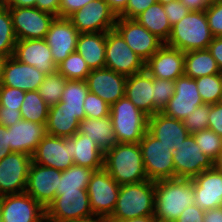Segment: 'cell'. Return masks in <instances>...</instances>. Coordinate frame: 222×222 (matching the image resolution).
<instances>
[{"label":"cell","instance_id":"6da1fadb","mask_svg":"<svg viewBox=\"0 0 222 222\" xmlns=\"http://www.w3.org/2000/svg\"><path fill=\"white\" fill-rule=\"evenodd\" d=\"M156 222H174L186 207L194 204L193 179L155 181Z\"/></svg>","mask_w":222,"mask_h":222},{"label":"cell","instance_id":"7a4b0ae2","mask_svg":"<svg viewBox=\"0 0 222 222\" xmlns=\"http://www.w3.org/2000/svg\"><path fill=\"white\" fill-rule=\"evenodd\" d=\"M103 168L120 186L148 180L139 143H117L106 150Z\"/></svg>","mask_w":222,"mask_h":222},{"label":"cell","instance_id":"3957f363","mask_svg":"<svg viewBox=\"0 0 222 222\" xmlns=\"http://www.w3.org/2000/svg\"><path fill=\"white\" fill-rule=\"evenodd\" d=\"M155 181L120 186L115 209L109 219L154 216Z\"/></svg>","mask_w":222,"mask_h":222},{"label":"cell","instance_id":"277c9868","mask_svg":"<svg viewBox=\"0 0 222 222\" xmlns=\"http://www.w3.org/2000/svg\"><path fill=\"white\" fill-rule=\"evenodd\" d=\"M213 39L205 11H190L172 31L166 45L183 52L204 50Z\"/></svg>","mask_w":222,"mask_h":222},{"label":"cell","instance_id":"5b68a950","mask_svg":"<svg viewBox=\"0 0 222 222\" xmlns=\"http://www.w3.org/2000/svg\"><path fill=\"white\" fill-rule=\"evenodd\" d=\"M110 116L118 143H139L147 132L148 116L126 96L110 106Z\"/></svg>","mask_w":222,"mask_h":222},{"label":"cell","instance_id":"8992f818","mask_svg":"<svg viewBox=\"0 0 222 222\" xmlns=\"http://www.w3.org/2000/svg\"><path fill=\"white\" fill-rule=\"evenodd\" d=\"M143 165L148 180L158 181L175 178L173 152L148 131L139 141Z\"/></svg>","mask_w":222,"mask_h":222},{"label":"cell","instance_id":"52a82bcc","mask_svg":"<svg viewBox=\"0 0 222 222\" xmlns=\"http://www.w3.org/2000/svg\"><path fill=\"white\" fill-rule=\"evenodd\" d=\"M126 77L145 69V62L115 30L106 32L105 66Z\"/></svg>","mask_w":222,"mask_h":222},{"label":"cell","instance_id":"ba28073f","mask_svg":"<svg viewBox=\"0 0 222 222\" xmlns=\"http://www.w3.org/2000/svg\"><path fill=\"white\" fill-rule=\"evenodd\" d=\"M92 216L87 189L56 194L46 208V219L51 222H69Z\"/></svg>","mask_w":222,"mask_h":222},{"label":"cell","instance_id":"9c48e42d","mask_svg":"<svg viewBox=\"0 0 222 222\" xmlns=\"http://www.w3.org/2000/svg\"><path fill=\"white\" fill-rule=\"evenodd\" d=\"M17 40L44 39L56 18L36 7H8Z\"/></svg>","mask_w":222,"mask_h":222},{"label":"cell","instance_id":"30bf717a","mask_svg":"<svg viewBox=\"0 0 222 222\" xmlns=\"http://www.w3.org/2000/svg\"><path fill=\"white\" fill-rule=\"evenodd\" d=\"M114 29L144 62L148 61L165 44L135 19L117 16Z\"/></svg>","mask_w":222,"mask_h":222},{"label":"cell","instance_id":"8fae6325","mask_svg":"<svg viewBox=\"0 0 222 222\" xmlns=\"http://www.w3.org/2000/svg\"><path fill=\"white\" fill-rule=\"evenodd\" d=\"M68 19L79 33H96L113 30L117 16L105 0H93Z\"/></svg>","mask_w":222,"mask_h":222},{"label":"cell","instance_id":"7c38bea8","mask_svg":"<svg viewBox=\"0 0 222 222\" xmlns=\"http://www.w3.org/2000/svg\"><path fill=\"white\" fill-rule=\"evenodd\" d=\"M119 189L120 185L104 168L95 171L87 187L93 214L109 218L115 209Z\"/></svg>","mask_w":222,"mask_h":222},{"label":"cell","instance_id":"4fadbf2b","mask_svg":"<svg viewBox=\"0 0 222 222\" xmlns=\"http://www.w3.org/2000/svg\"><path fill=\"white\" fill-rule=\"evenodd\" d=\"M32 156L11 152L0 160V197L25 192Z\"/></svg>","mask_w":222,"mask_h":222},{"label":"cell","instance_id":"5bb4252c","mask_svg":"<svg viewBox=\"0 0 222 222\" xmlns=\"http://www.w3.org/2000/svg\"><path fill=\"white\" fill-rule=\"evenodd\" d=\"M175 178L193 179L205 170L213 168V160L201 152L194 136L189 134L173 151Z\"/></svg>","mask_w":222,"mask_h":222},{"label":"cell","instance_id":"9a60e30c","mask_svg":"<svg viewBox=\"0 0 222 222\" xmlns=\"http://www.w3.org/2000/svg\"><path fill=\"white\" fill-rule=\"evenodd\" d=\"M2 222H42L46 209L26 192L0 197Z\"/></svg>","mask_w":222,"mask_h":222},{"label":"cell","instance_id":"2e32d148","mask_svg":"<svg viewBox=\"0 0 222 222\" xmlns=\"http://www.w3.org/2000/svg\"><path fill=\"white\" fill-rule=\"evenodd\" d=\"M71 151V137H55L46 135L37 146L32 155V161L36 164L64 171L73 163Z\"/></svg>","mask_w":222,"mask_h":222},{"label":"cell","instance_id":"e0dca14e","mask_svg":"<svg viewBox=\"0 0 222 222\" xmlns=\"http://www.w3.org/2000/svg\"><path fill=\"white\" fill-rule=\"evenodd\" d=\"M62 171L34 163L30 164L25 192L45 209L56 197Z\"/></svg>","mask_w":222,"mask_h":222},{"label":"cell","instance_id":"ac0fdd59","mask_svg":"<svg viewBox=\"0 0 222 222\" xmlns=\"http://www.w3.org/2000/svg\"><path fill=\"white\" fill-rule=\"evenodd\" d=\"M174 83V95L161 112L167 117L183 121L195 108L204 103L195 79L182 75Z\"/></svg>","mask_w":222,"mask_h":222},{"label":"cell","instance_id":"d6986e66","mask_svg":"<svg viewBox=\"0 0 222 222\" xmlns=\"http://www.w3.org/2000/svg\"><path fill=\"white\" fill-rule=\"evenodd\" d=\"M79 34L77 28L68 18L56 17L53 20L44 40L51 49L53 61L56 66L71 53L76 52Z\"/></svg>","mask_w":222,"mask_h":222},{"label":"cell","instance_id":"ffe728a7","mask_svg":"<svg viewBox=\"0 0 222 222\" xmlns=\"http://www.w3.org/2000/svg\"><path fill=\"white\" fill-rule=\"evenodd\" d=\"M126 80V76L103 67L92 69L85 81L89 92L96 94L111 106L125 96Z\"/></svg>","mask_w":222,"mask_h":222},{"label":"cell","instance_id":"44dd1931","mask_svg":"<svg viewBox=\"0 0 222 222\" xmlns=\"http://www.w3.org/2000/svg\"><path fill=\"white\" fill-rule=\"evenodd\" d=\"M185 52L164 44L148 61L145 70L155 78L175 81L184 75Z\"/></svg>","mask_w":222,"mask_h":222},{"label":"cell","instance_id":"7402d4cb","mask_svg":"<svg viewBox=\"0 0 222 222\" xmlns=\"http://www.w3.org/2000/svg\"><path fill=\"white\" fill-rule=\"evenodd\" d=\"M45 76L34 66L21 63L10 56L5 58L3 64L2 85L18 88L24 92L37 91Z\"/></svg>","mask_w":222,"mask_h":222},{"label":"cell","instance_id":"603a6c76","mask_svg":"<svg viewBox=\"0 0 222 222\" xmlns=\"http://www.w3.org/2000/svg\"><path fill=\"white\" fill-rule=\"evenodd\" d=\"M194 204L204 211L222 207V173L214 167L193 178Z\"/></svg>","mask_w":222,"mask_h":222},{"label":"cell","instance_id":"cb8c5ba5","mask_svg":"<svg viewBox=\"0 0 222 222\" xmlns=\"http://www.w3.org/2000/svg\"><path fill=\"white\" fill-rule=\"evenodd\" d=\"M13 57L21 63L34 66L45 75L57 70L51 49L44 39L17 40Z\"/></svg>","mask_w":222,"mask_h":222},{"label":"cell","instance_id":"d4e9b609","mask_svg":"<svg viewBox=\"0 0 222 222\" xmlns=\"http://www.w3.org/2000/svg\"><path fill=\"white\" fill-rule=\"evenodd\" d=\"M147 131L172 152L175 151L190 134L182 120L167 117L162 112L155 113L148 117Z\"/></svg>","mask_w":222,"mask_h":222},{"label":"cell","instance_id":"484cf974","mask_svg":"<svg viewBox=\"0 0 222 222\" xmlns=\"http://www.w3.org/2000/svg\"><path fill=\"white\" fill-rule=\"evenodd\" d=\"M9 130L10 148L12 152L34 154L38 143L47 135L46 124H39L21 119Z\"/></svg>","mask_w":222,"mask_h":222},{"label":"cell","instance_id":"4316f807","mask_svg":"<svg viewBox=\"0 0 222 222\" xmlns=\"http://www.w3.org/2000/svg\"><path fill=\"white\" fill-rule=\"evenodd\" d=\"M125 96L148 117L159 112L154 107L152 76L145 69L127 77Z\"/></svg>","mask_w":222,"mask_h":222},{"label":"cell","instance_id":"83f0119b","mask_svg":"<svg viewBox=\"0 0 222 222\" xmlns=\"http://www.w3.org/2000/svg\"><path fill=\"white\" fill-rule=\"evenodd\" d=\"M85 111L60 108L57 104L49 109L46 128L47 134L55 137H72L79 130L80 121L85 119Z\"/></svg>","mask_w":222,"mask_h":222},{"label":"cell","instance_id":"f1b7e54d","mask_svg":"<svg viewBox=\"0 0 222 222\" xmlns=\"http://www.w3.org/2000/svg\"><path fill=\"white\" fill-rule=\"evenodd\" d=\"M73 163L95 171L103 169L104 152L89 137L79 132L71 137Z\"/></svg>","mask_w":222,"mask_h":222},{"label":"cell","instance_id":"f546056e","mask_svg":"<svg viewBox=\"0 0 222 222\" xmlns=\"http://www.w3.org/2000/svg\"><path fill=\"white\" fill-rule=\"evenodd\" d=\"M106 32L80 33L76 52L86 61L89 68L99 69L105 66Z\"/></svg>","mask_w":222,"mask_h":222},{"label":"cell","instance_id":"4dcf8cb0","mask_svg":"<svg viewBox=\"0 0 222 222\" xmlns=\"http://www.w3.org/2000/svg\"><path fill=\"white\" fill-rule=\"evenodd\" d=\"M78 132L97 143L103 152L113 148L118 143L110 115L103 118H85L81 120Z\"/></svg>","mask_w":222,"mask_h":222},{"label":"cell","instance_id":"1f68e13d","mask_svg":"<svg viewBox=\"0 0 222 222\" xmlns=\"http://www.w3.org/2000/svg\"><path fill=\"white\" fill-rule=\"evenodd\" d=\"M135 20L164 43L169 39L172 27L161 3L156 2L151 5L138 15Z\"/></svg>","mask_w":222,"mask_h":222},{"label":"cell","instance_id":"d6a6232c","mask_svg":"<svg viewBox=\"0 0 222 222\" xmlns=\"http://www.w3.org/2000/svg\"><path fill=\"white\" fill-rule=\"evenodd\" d=\"M221 73L216 60L208 51L193 50L185 52L184 75L193 79Z\"/></svg>","mask_w":222,"mask_h":222},{"label":"cell","instance_id":"836d02e7","mask_svg":"<svg viewBox=\"0 0 222 222\" xmlns=\"http://www.w3.org/2000/svg\"><path fill=\"white\" fill-rule=\"evenodd\" d=\"M94 172L95 170L93 169L73 164L68 169L62 171L56 194L78 191V189H87Z\"/></svg>","mask_w":222,"mask_h":222},{"label":"cell","instance_id":"e575fe53","mask_svg":"<svg viewBox=\"0 0 222 222\" xmlns=\"http://www.w3.org/2000/svg\"><path fill=\"white\" fill-rule=\"evenodd\" d=\"M50 107L45 103L38 91L25 92L20 107L22 119L31 122L46 124Z\"/></svg>","mask_w":222,"mask_h":222},{"label":"cell","instance_id":"d590c367","mask_svg":"<svg viewBox=\"0 0 222 222\" xmlns=\"http://www.w3.org/2000/svg\"><path fill=\"white\" fill-rule=\"evenodd\" d=\"M88 92L85 80H67L61 100L57 105L60 108H69L73 111H85L83 106Z\"/></svg>","mask_w":222,"mask_h":222},{"label":"cell","instance_id":"8d00e7d4","mask_svg":"<svg viewBox=\"0 0 222 222\" xmlns=\"http://www.w3.org/2000/svg\"><path fill=\"white\" fill-rule=\"evenodd\" d=\"M66 81L57 70L45 76L37 91L49 107L60 102Z\"/></svg>","mask_w":222,"mask_h":222},{"label":"cell","instance_id":"74e56055","mask_svg":"<svg viewBox=\"0 0 222 222\" xmlns=\"http://www.w3.org/2000/svg\"><path fill=\"white\" fill-rule=\"evenodd\" d=\"M16 41L9 8L7 5L0 6V56H13Z\"/></svg>","mask_w":222,"mask_h":222},{"label":"cell","instance_id":"f35d334b","mask_svg":"<svg viewBox=\"0 0 222 222\" xmlns=\"http://www.w3.org/2000/svg\"><path fill=\"white\" fill-rule=\"evenodd\" d=\"M198 92L204 104L220 103L222 97V73L195 78Z\"/></svg>","mask_w":222,"mask_h":222},{"label":"cell","instance_id":"ab89813d","mask_svg":"<svg viewBox=\"0 0 222 222\" xmlns=\"http://www.w3.org/2000/svg\"><path fill=\"white\" fill-rule=\"evenodd\" d=\"M57 71L67 80H86L91 69L79 53L73 52L57 66Z\"/></svg>","mask_w":222,"mask_h":222},{"label":"cell","instance_id":"60d3db41","mask_svg":"<svg viewBox=\"0 0 222 222\" xmlns=\"http://www.w3.org/2000/svg\"><path fill=\"white\" fill-rule=\"evenodd\" d=\"M192 135L201 152L214 161L222 149V137L210 129L197 131Z\"/></svg>","mask_w":222,"mask_h":222},{"label":"cell","instance_id":"b9f144b4","mask_svg":"<svg viewBox=\"0 0 222 222\" xmlns=\"http://www.w3.org/2000/svg\"><path fill=\"white\" fill-rule=\"evenodd\" d=\"M152 86L154 88V107L161 112L174 95L175 83L173 80L152 77Z\"/></svg>","mask_w":222,"mask_h":222},{"label":"cell","instance_id":"7bdbcfd3","mask_svg":"<svg viewBox=\"0 0 222 222\" xmlns=\"http://www.w3.org/2000/svg\"><path fill=\"white\" fill-rule=\"evenodd\" d=\"M210 109L211 104H202L183 120L184 126L190 134L208 129Z\"/></svg>","mask_w":222,"mask_h":222},{"label":"cell","instance_id":"ee69618b","mask_svg":"<svg viewBox=\"0 0 222 222\" xmlns=\"http://www.w3.org/2000/svg\"><path fill=\"white\" fill-rule=\"evenodd\" d=\"M86 118H103L110 115V105L96 94L88 92L84 100Z\"/></svg>","mask_w":222,"mask_h":222},{"label":"cell","instance_id":"f6af8a7d","mask_svg":"<svg viewBox=\"0 0 222 222\" xmlns=\"http://www.w3.org/2000/svg\"><path fill=\"white\" fill-rule=\"evenodd\" d=\"M24 97L23 90L0 85V105L6 109L20 110Z\"/></svg>","mask_w":222,"mask_h":222},{"label":"cell","instance_id":"bcb514c9","mask_svg":"<svg viewBox=\"0 0 222 222\" xmlns=\"http://www.w3.org/2000/svg\"><path fill=\"white\" fill-rule=\"evenodd\" d=\"M205 13L213 37H222V1L209 5Z\"/></svg>","mask_w":222,"mask_h":222},{"label":"cell","instance_id":"7dc6e473","mask_svg":"<svg viewBox=\"0 0 222 222\" xmlns=\"http://www.w3.org/2000/svg\"><path fill=\"white\" fill-rule=\"evenodd\" d=\"M163 8L171 27L190 12L180 0L164 4Z\"/></svg>","mask_w":222,"mask_h":222},{"label":"cell","instance_id":"c3c4849f","mask_svg":"<svg viewBox=\"0 0 222 222\" xmlns=\"http://www.w3.org/2000/svg\"><path fill=\"white\" fill-rule=\"evenodd\" d=\"M156 2V0H129L126 9L118 17L135 19L138 15Z\"/></svg>","mask_w":222,"mask_h":222},{"label":"cell","instance_id":"681fc988","mask_svg":"<svg viewBox=\"0 0 222 222\" xmlns=\"http://www.w3.org/2000/svg\"><path fill=\"white\" fill-rule=\"evenodd\" d=\"M208 129L222 137V103L211 104L208 116Z\"/></svg>","mask_w":222,"mask_h":222},{"label":"cell","instance_id":"f907efd6","mask_svg":"<svg viewBox=\"0 0 222 222\" xmlns=\"http://www.w3.org/2000/svg\"><path fill=\"white\" fill-rule=\"evenodd\" d=\"M93 0H61L59 7V17L68 18L75 11L80 10Z\"/></svg>","mask_w":222,"mask_h":222},{"label":"cell","instance_id":"816d5d0a","mask_svg":"<svg viewBox=\"0 0 222 222\" xmlns=\"http://www.w3.org/2000/svg\"><path fill=\"white\" fill-rule=\"evenodd\" d=\"M204 210L193 204L185 208L174 222H203Z\"/></svg>","mask_w":222,"mask_h":222},{"label":"cell","instance_id":"f5cc1de1","mask_svg":"<svg viewBox=\"0 0 222 222\" xmlns=\"http://www.w3.org/2000/svg\"><path fill=\"white\" fill-rule=\"evenodd\" d=\"M22 119L20 110L6 109L0 105V125L10 127Z\"/></svg>","mask_w":222,"mask_h":222},{"label":"cell","instance_id":"db71d44e","mask_svg":"<svg viewBox=\"0 0 222 222\" xmlns=\"http://www.w3.org/2000/svg\"><path fill=\"white\" fill-rule=\"evenodd\" d=\"M207 49L216 60L217 66L222 73V37H213Z\"/></svg>","mask_w":222,"mask_h":222},{"label":"cell","instance_id":"11a10c76","mask_svg":"<svg viewBox=\"0 0 222 222\" xmlns=\"http://www.w3.org/2000/svg\"><path fill=\"white\" fill-rule=\"evenodd\" d=\"M60 1L61 0H36L35 7L53 16L59 17Z\"/></svg>","mask_w":222,"mask_h":222},{"label":"cell","instance_id":"9f6ffc18","mask_svg":"<svg viewBox=\"0 0 222 222\" xmlns=\"http://www.w3.org/2000/svg\"><path fill=\"white\" fill-rule=\"evenodd\" d=\"M9 143V130L7 127L0 125V160L12 152Z\"/></svg>","mask_w":222,"mask_h":222},{"label":"cell","instance_id":"6f0895ef","mask_svg":"<svg viewBox=\"0 0 222 222\" xmlns=\"http://www.w3.org/2000/svg\"><path fill=\"white\" fill-rule=\"evenodd\" d=\"M190 11H205L209 5L205 0H180Z\"/></svg>","mask_w":222,"mask_h":222},{"label":"cell","instance_id":"680465c9","mask_svg":"<svg viewBox=\"0 0 222 222\" xmlns=\"http://www.w3.org/2000/svg\"><path fill=\"white\" fill-rule=\"evenodd\" d=\"M203 222H222V207L205 211Z\"/></svg>","mask_w":222,"mask_h":222},{"label":"cell","instance_id":"91938a15","mask_svg":"<svg viewBox=\"0 0 222 222\" xmlns=\"http://www.w3.org/2000/svg\"><path fill=\"white\" fill-rule=\"evenodd\" d=\"M110 9L116 14V16H119L127 6V3L129 0H105Z\"/></svg>","mask_w":222,"mask_h":222},{"label":"cell","instance_id":"94428289","mask_svg":"<svg viewBox=\"0 0 222 222\" xmlns=\"http://www.w3.org/2000/svg\"><path fill=\"white\" fill-rule=\"evenodd\" d=\"M8 7H35L36 0H7Z\"/></svg>","mask_w":222,"mask_h":222},{"label":"cell","instance_id":"6125c7cd","mask_svg":"<svg viewBox=\"0 0 222 222\" xmlns=\"http://www.w3.org/2000/svg\"><path fill=\"white\" fill-rule=\"evenodd\" d=\"M109 222H156L154 216H141L132 219H109Z\"/></svg>","mask_w":222,"mask_h":222},{"label":"cell","instance_id":"be15d7a7","mask_svg":"<svg viewBox=\"0 0 222 222\" xmlns=\"http://www.w3.org/2000/svg\"><path fill=\"white\" fill-rule=\"evenodd\" d=\"M69 222H109V218L105 216H97L94 215L89 218H84V219H78L75 221H69Z\"/></svg>","mask_w":222,"mask_h":222},{"label":"cell","instance_id":"e7e4bbea","mask_svg":"<svg viewBox=\"0 0 222 222\" xmlns=\"http://www.w3.org/2000/svg\"><path fill=\"white\" fill-rule=\"evenodd\" d=\"M213 167L222 173V149L218 153L217 158L213 161Z\"/></svg>","mask_w":222,"mask_h":222},{"label":"cell","instance_id":"03108f58","mask_svg":"<svg viewBox=\"0 0 222 222\" xmlns=\"http://www.w3.org/2000/svg\"><path fill=\"white\" fill-rule=\"evenodd\" d=\"M4 61H5V58L0 56V85L2 84V73H3Z\"/></svg>","mask_w":222,"mask_h":222},{"label":"cell","instance_id":"003e7915","mask_svg":"<svg viewBox=\"0 0 222 222\" xmlns=\"http://www.w3.org/2000/svg\"><path fill=\"white\" fill-rule=\"evenodd\" d=\"M158 3H161L162 5L170 3V2H174L177 0H156Z\"/></svg>","mask_w":222,"mask_h":222},{"label":"cell","instance_id":"a7ac6f4b","mask_svg":"<svg viewBox=\"0 0 222 222\" xmlns=\"http://www.w3.org/2000/svg\"><path fill=\"white\" fill-rule=\"evenodd\" d=\"M205 1H206V3H207L208 5H211V4L219 3V2H221L222 0H205Z\"/></svg>","mask_w":222,"mask_h":222},{"label":"cell","instance_id":"89a4df30","mask_svg":"<svg viewBox=\"0 0 222 222\" xmlns=\"http://www.w3.org/2000/svg\"><path fill=\"white\" fill-rule=\"evenodd\" d=\"M7 0H0V6L6 5Z\"/></svg>","mask_w":222,"mask_h":222},{"label":"cell","instance_id":"2644e50d","mask_svg":"<svg viewBox=\"0 0 222 222\" xmlns=\"http://www.w3.org/2000/svg\"><path fill=\"white\" fill-rule=\"evenodd\" d=\"M42 222H51V221L45 218Z\"/></svg>","mask_w":222,"mask_h":222}]
</instances>
